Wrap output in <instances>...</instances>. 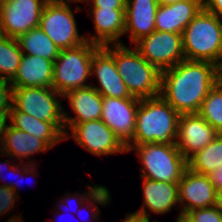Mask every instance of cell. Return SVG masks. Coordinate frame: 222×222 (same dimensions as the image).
<instances>
[{
  "mask_svg": "<svg viewBox=\"0 0 222 222\" xmlns=\"http://www.w3.org/2000/svg\"><path fill=\"white\" fill-rule=\"evenodd\" d=\"M216 84V64L185 59L161 72L160 96L180 115L198 113Z\"/></svg>",
  "mask_w": 222,
  "mask_h": 222,
  "instance_id": "obj_1",
  "label": "cell"
},
{
  "mask_svg": "<svg viewBox=\"0 0 222 222\" xmlns=\"http://www.w3.org/2000/svg\"><path fill=\"white\" fill-rule=\"evenodd\" d=\"M179 118L180 114L160 95L140 99L134 137L126 145L127 152L144 143L175 144Z\"/></svg>",
  "mask_w": 222,
  "mask_h": 222,
  "instance_id": "obj_2",
  "label": "cell"
},
{
  "mask_svg": "<svg viewBox=\"0 0 222 222\" xmlns=\"http://www.w3.org/2000/svg\"><path fill=\"white\" fill-rule=\"evenodd\" d=\"M115 60L117 71L131 94L138 99L160 95L161 72L127 44L103 46Z\"/></svg>",
  "mask_w": 222,
  "mask_h": 222,
  "instance_id": "obj_3",
  "label": "cell"
},
{
  "mask_svg": "<svg viewBox=\"0 0 222 222\" xmlns=\"http://www.w3.org/2000/svg\"><path fill=\"white\" fill-rule=\"evenodd\" d=\"M185 59L216 64L222 53V19L204 8L182 33Z\"/></svg>",
  "mask_w": 222,
  "mask_h": 222,
  "instance_id": "obj_4",
  "label": "cell"
},
{
  "mask_svg": "<svg viewBox=\"0 0 222 222\" xmlns=\"http://www.w3.org/2000/svg\"><path fill=\"white\" fill-rule=\"evenodd\" d=\"M132 150L142 166L139 176L143 178L178 183L187 168V160L176 144L144 143L134 145L129 153Z\"/></svg>",
  "mask_w": 222,
  "mask_h": 222,
  "instance_id": "obj_5",
  "label": "cell"
},
{
  "mask_svg": "<svg viewBox=\"0 0 222 222\" xmlns=\"http://www.w3.org/2000/svg\"><path fill=\"white\" fill-rule=\"evenodd\" d=\"M100 46L86 41L76 47L62 49L54 61L52 88L61 95L88 87L93 53ZM89 78V79H88Z\"/></svg>",
  "mask_w": 222,
  "mask_h": 222,
  "instance_id": "obj_6",
  "label": "cell"
},
{
  "mask_svg": "<svg viewBox=\"0 0 222 222\" xmlns=\"http://www.w3.org/2000/svg\"><path fill=\"white\" fill-rule=\"evenodd\" d=\"M70 5L71 3L48 1L40 18V28L61 50L76 47L87 41L85 34H79L75 18V13L82 11V7L76 6L73 10Z\"/></svg>",
  "mask_w": 222,
  "mask_h": 222,
  "instance_id": "obj_7",
  "label": "cell"
},
{
  "mask_svg": "<svg viewBox=\"0 0 222 222\" xmlns=\"http://www.w3.org/2000/svg\"><path fill=\"white\" fill-rule=\"evenodd\" d=\"M63 95L52 87H13L12 106L46 122H64Z\"/></svg>",
  "mask_w": 222,
  "mask_h": 222,
  "instance_id": "obj_8",
  "label": "cell"
},
{
  "mask_svg": "<svg viewBox=\"0 0 222 222\" xmlns=\"http://www.w3.org/2000/svg\"><path fill=\"white\" fill-rule=\"evenodd\" d=\"M74 140L77 145L95 156L105 157L128 153L126 146L101 119L73 125L64 140Z\"/></svg>",
  "mask_w": 222,
  "mask_h": 222,
  "instance_id": "obj_9",
  "label": "cell"
},
{
  "mask_svg": "<svg viewBox=\"0 0 222 222\" xmlns=\"http://www.w3.org/2000/svg\"><path fill=\"white\" fill-rule=\"evenodd\" d=\"M133 47L160 72L185 60L182 34L153 31L141 38Z\"/></svg>",
  "mask_w": 222,
  "mask_h": 222,
  "instance_id": "obj_10",
  "label": "cell"
},
{
  "mask_svg": "<svg viewBox=\"0 0 222 222\" xmlns=\"http://www.w3.org/2000/svg\"><path fill=\"white\" fill-rule=\"evenodd\" d=\"M48 0H0V34L17 39L40 25Z\"/></svg>",
  "mask_w": 222,
  "mask_h": 222,
  "instance_id": "obj_11",
  "label": "cell"
},
{
  "mask_svg": "<svg viewBox=\"0 0 222 222\" xmlns=\"http://www.w3.org/2000/svg\"><path fill=\"white\" fill-rule=\"evenodd\" d=\"M140 99L103 97L101 120L126 146L134 137Z\"/></svg>",
  "mask_w": 222,
  "mask_h": 222,
  "instance_id": "obj_12",
  "label": "cell"
},
{
  "mask_svg": "<svg viewBox=\"0 0 222 222\" xmlns=\"http://www.w3.org/2000/svg\"><path fill=\"white\" fill-rule=\"evenodd\" d=\"M180 212L208 208L216 205L217 190L208 175L195 173L189 168L178 182Z\"/></svg>",
  "mask_w": 222,
  "mask_h": 222,
  "instance_id": "obj_13",
  "label": "cell"
},
{
  "mask_svg": "<svg viewBox=\"0 0 222 222\" xmlns=\"http://www.w3.org/2000/svg\"><path fill=\"white\" fill-rule=\"evenodd\" d=\"M219 133L198 113L181 114L175 144L188 160L206 147Z\"/></svg>",
  "mask_w": 222,
  "mask_h": 222,
  "instance_id": "obj_14",
  "label": "cell"
},
{
  "mask_svg": "<svg viewBox=\"0 0 222 222\" xmlns=\"http://www.w3.org/2000/svg\"><path fill=\"white\" fill-rule=\"evenodd\" d=\"M91 77H95L98 82L97 85L91 82V86L103 97H133L117 71L114 57L103 46L93 53Z\"/></svg>",
  "mask_w": 222,
  "mask_h": 222,
  "instance_id": "obj_15",
  "label": "cell"
},
{
  "mask_svg": "<svg viewBox=\"0 0 222 222\" xmlns=\"http://www.w3.org/2000/svg\"><path fill=\"white\" fill-rule=\"evenodd\" d=\"M93 22L92 35H85L86 40L98 46L124 45L121 38L125 35V8L97 9L88 8Z\"/></svg>",
  "mask_w": 222,
  "mask_h": 222,
  "instance_id": "obj_16",
  "label": "cell"
},
{
  "mask_svg": "<svg viewBox=\"0 0 222 222\" xmlns=\"http://www.w3.org/2000/svg\"><path fill=\"white\" fill-rule=\"evenodd\" d=\"M63 99L68 100L72 111L63 109L65 133L75 124L101 119L103 96L91 85L70 90Z\"/></svg>",
  "mask_w": 222,
  "mask_h": 222,
  "instance_id": "obj_17",
  "label": "cell"
},
{
  "mask_svg": "<svg viewBox=\"0 0 222 222\" xmlns=\"http://www.w3.org/2000/svg\"><path fill=\"white\" fill-rule=\"evenodd\" d=\"M140 179L143 204L135 212L148 218L152 214L165 215L173 208L179 209L180 212L178 183L155 181L143 177Z\"/></svg>",
  "mask_w": 222,
  "mask_h": 222,
  "instance_id": "obj_18",
  "label": "cell"
},
{
  "mask_svg": "<svg viewBox=\"0 0 222 222\" xmlns=\"http://www.w3.org/2000/svg\"><path fill=\"white\" fill-rule=\"evenodd\" d=\"M156 0H127L125 8V31L130 45L155 31Z\"/></svg>",
  "mask_w": 222,
  "mask_h": 222,
  "instance_id": "obj_19",
  "label": "cell"
},
{
  "mask_svg": "<svg viewBox=\"0 0 222 222\" xmlns=\"http://www.w3.org/2000/svg\"><path fill=\"white\" fill-rule=\"evenodd\" d=\"M202 8L203 0H180L159 5L155 17V29L160 32L182 34Z\"/></svg>",
  "mask_w": 222,
  "mask_h": 222,
  "instance_id": "obj_20",
  "label": "cell"
},
{
  "mask_svg": "<svg viewBox=\"0 0 222 222\" xmlns=\"http://www.w3.org/2000/svg\"><path fill=\"white\" fill-rule=\"evenodd\" d=\"M0 148L3 154L9 155L10 158L15 159L17 163L20 161L29 164L38 163L36 162V158L31 159L33 155L52 150L42 139L25 131L13 128L10 124L3 135Z\"/></svg>",
  "mask_w": 222,
  "mask_h": 222,
  "instance_id": "obj_21",
  "label": "cell"
},
{
  "mask_svg": "<svg viewBox=\"0 0 222 222\" xmlns=\"http://www.w3.org/2000/svg\"><path fill=\"white\" fill-rule=\"evenodd\" d=\"M10 125L13 128L30 133L42 139L51 149L64 140V122H46L34 116L16 110L13 106L10 111Z\"/></svg>",
  "mask_w": 222,
  "mask_h": 222,
  "instance_id": "obj_22",
  "label": "cell"
},
{
  "mask_svg": "<svg viewBox=\"0 0 222 222\" xmlns=\"http://www.w3.org/2000/svg\"><path fill=\"white\" fill-rule=\"evenodd\" d=\"M54 61L39 56L22 55L12 87H52Z\"/></svg>",
  "mask_w": 222,
  "mask_h": 222,
  "instance_id": "obj_23",
  "label": "cell"
},
{
  "mask_svg": "<svg viewBox=\"0 0 222 222\" xmlns=\"http://www.w3.org/2000/svg\"><path fill=\"white\" fill-rule=\"evenodd\" d=\"M17 41L23 55L39 56L55 61L61 51L40 26L20 35Z\"/></svg>",
  "mask_w": 222,
  "mask_h": 222,
  "instance_id": "obj_24",
  "label": "cell"
},
{
  "mask_svg": "<svg viewBox=\"0 0 222 222\" xmlns=\"http://www.w3.org/2000/svg\"><path fill=\"white\" fill-rule=\"evenodd\" d=\"M222 165V133H219L206 147L187 160V168L195 173L209 175Z\"/></svg>",
  "mask_w": 222,
  "mask_h": 222,
  "instance_id": "obj_25",
  "label": "cell"
},
{
  "mask_svg": "<svg viewBox=\"0 0 222 222\" xmlns=\"http://www.w3.org/2000/svg\"><path fill=\"white\" fill-rule=\"evenodd\" d=\"M22 55L17 39L0 34V80L14 78Z\"/></svg>",
  "mask_w": 222,
  "mask_h": 222,
  "instance_id": "obj_26",
  "label": "cell"
},
{
  "mask_svg": "<svg viewBox=\"0 0 222 222\" xmlns=\"http://www.w3.org/2000/svg\"><path fill=\"white\" fill-rule=\"evenodd\" d=\"M198 114L218 133H222V84L217 82L208 92Z\"/></svg>",
  "mask_w": 222,
  "mask_h": 222,
  "instance_id": "obj_27",
  "label": "cell"
},
{
  "mask_svg": "<svg viewBox=\"0 0 222 222\" xmlns=\"http://www.w3.org/2000/svg\"><path fill=\"white\" fill-rule=\"evenodd\" d=\"M110 190L105 185H100L81 205V207L77 210L76 215L77 218L81 220V222H97L101 220L100 217L101 209L98 206H109L111 205ZM88 211H87V210ZM85 210V211H84ZM85 212V214H83ZM79 215V216H78ZM100 217V218H99ZM85 219V220H84ZM87 220V221H86Z\"/></svg>",
  "mask_w": 222,
  "mask_h": 222,
  "instance_id": "obj_28",
  "label": "cell"
},
{
  "mask_svg": "<svg viewBox=\"0 0 222 222\" xmlns=\"http://www.w3.org/2000/svg\"><path fill=\"white\" fill-rule=\"evenodd\" d=\"M101 184H87L86 191H67L65 195L61 196L62 198H58L56 201V205L53 206L55 209H58L59 212H72L76 214V210H78L83 202L100 186ZM72 193V194H71ZM76 207V208H75ZM73 209V210H72ZM75 209V210H74ZM66 210V211H65Z\"/></svg>",
  "mask_w": 222,
  "mask_h": 222,
  "instance_id": "obj_29",
  "label": "cell"
},
{
  "mask_svg": "<svg viewBox=\"0 0 222 222\" xmlns=\"http://www.w3.org/2000/svg\"><path fill=\"white\" fill-rule=\"evenodd\" d=\"M194 222H222V211L215 205L187 212Z\"/></svg>",
  "mask_w": 222,
  "mask_h": 222,
  "instance_id": "obj_30",
  "label": "cell"
},
{
  "mask_svg": "<svg viewBox=\"0 0 222 222\" xmlns=\"http://www.w3.org/2000/svg\"><path fill=\"white\" fill-rule=\"evenodd\" d=\"M19 199L21 200L11 188L0 185V216L3 217L16 209Z\"/></svg>",
  "mask_w": 222,
  "mask_h": 222,
  "instance_id": "obj_31",
  "label": "cell"
},
{
  "mask_svg": "<svg viewBox=\"0 0 222 222\" xmlns=\"http://www.w3.org/2000/svg\"><path fill=\"white\" fill-rule=\"evenodd\" d=\"M4 156L5 157H8V159L6 158V160L4 159V161L3 162H1L0 163V185H4L5 187H9V188H11L14 192H15V181H5V180H8V178L10 177V175L9 174H12L11 175V177L12 176H14V179H16L15 177H16V171L24 164L23 162H19L18 164H16L15 162H17V161H12V159L9 161V155H5L4 154ZM3 163V164H2ZM2 164V165H1ZM5 171H7V173H8V175L9 176H5V175H3L4 174V172ZM3 173V174H2ZM13 178V177H12ZM11 178V179H12ZM10 179V178H9ZM1 180L2 181H5V182H3V183H1Z\"/></svg>",
  "mask_w": 222,
  "mask_h": 222,
  "instance_id": "obj_32",
  "label": "cell"
},
{
  "mask_svg": "<svg viewBox=\"0 0 222 222\" xmlns=\"http://www.w3.org/2000/svg\"><path fill=\"white\" fill-rule=\"evenodd\" d=\"M13 87L10 81L0 80V111H11Z\"/></svg>",
  "mask_w": 222,
  "mask_h": 222,
  "instance_id": "obj_33",
  "label": "cell"
},
{
  "mask_svg": "<svg viewBox=\"0 0 222 222\" xmlns=\"http://www.w3.org/2000/svg\"><path fill=\"white\" fill-rule=\"evenodd\" d=\"M39 165V163H36V164H29V163H24L17 171H16V176L17 177H19V179L18 178H16V179H18V181H16L15 182V193L20 197V192H19V189H20V187H21V183L20 182H22L23 181V179L25 178V179H27L28 177H34L35 176V178H36V176L37 177H39L40 175H39V173H37V169H38V166ZM24 176V177H23ZM28 176V177H27ZM32 177V178H33ZM29 178V179H30ZM34 178V179H35ZM22 180V181H21ZM28 180V179H27Z\"/></svg>",
  "mask_w": 222,
  "mask_h": 222,
  "instance_id": "obj_34",
  "label": "cell"
},
{
  "mask_svg": "<svg viewBox=\"0 0 222 222\" xmlns=\"http://www.w3.org/2000/svg\"><path fill=\"white\" fill-rule=\"evenodd\" d=\"M127 0H88V8L111 9L126 8Z\"/></svg>",
  "mask_w": 222,
  "mask_h": 222,
  "instance_id": "obj_35",
  "label": "cell"
},
{
  "mask_svg": "<svg viewBox=\"0 0 222 222\" xmlns=\"http://www.w3.org/2000/svg\"><path fill=\"white\" fill-rule=\"evenodd\" d=\"M203 8L222 19V0H203Z\"/></svg>",
  "mask_w": 222,
  "mask_h": 222,
  "instance_id": "obj_36",
  "label": "cell"
},
{
  "mask_svg": "<svg viewBox=\"0 0 222 222\" xmlns=\"http://www.w3.org/2000/svg\"><path fill=\"white\" fill-rule=\"evenodd\" d=\"M121 222H151L150 218L137 213V212H127L123 221ZM152 222H158V220H154Z\"/></svg>",
  "mask_w": 222,
  "mask_h": 222,
  "instance_id": "obj_37",
  "label": "cell"
},
{
  "mask_svg": "<svg viewBox=\"0 0 222 222\" xmlns=\"http://www.w3.org/2000/svg\"><path fill=\"white\" fill-rule=\"evenodd\" d=\"M10 122V111H0V144Z\"/></svg>",
  "mask_w": 222,
  "mask_h": 222,
  "instance_id": "obj_38",
  "label": "cell"
},
{
  "mask_svg": "<svg viewBox=\"0 0 222 222\" xmlns=\"http://www.w3.org/2000/svg\"><path fill=\"white\" fill-rule=\"evenodd\" d=\"M208 176L216 190L222 188V165L216 168V170L211 172Z\"/></svg>",
  "mask_w": 222,
  "mask_h": 222,
  "instance_id": "obj_39",
  "label": "cell"
},
{
  "mask_svg": "<svg viewBox=\"0 0 222 222\" xmlns=\"http://www.w3.org/2000/svg\"><path fill=\"white\" fill-rule=\"evenodd\" d=\"M217 82L222 84V53L218 62L216 63Z\"/></svg>",
  "mask_w": 222,
  "mask_h": 222,
  "instance_id": "obj_40",
  "label": "cell"
},
{
  "mask_svg": "<svg viewBox=\"0 0 222 222\" xmlns=\"http://www.w3.org/2000/svg\"><path fill=\"white\" fill-rule=\"evenodd\" d=\"M55 210H56V211H55ZM53 211H54V214H55V215H53V216H54V218L56 219L55 222H66L65 219H63L64 216L66 215L65 213H62V212L57 211V209H55L54 207H53ZM63 214H64V215H63ZM69 215H70V214H69ZM55 216H56V217H55ZM67 216H68V215H67ZM57 217H58V219H57ZM69 217L71 218V215H70ZM65 218H66V216H65ZM72 218H73V216H72ZM70 221H71V219L67 220V222H70ZM71 222H73V220H72Z\"/></svg>",
  "mask_w": 222,
  "mask_h": 222,
  "instance_id": "obj_41",
  "label": "cell"
},
{
  "mask_svg": "<svg viewBox=\"0 0 222 222\" xmlns=\"http://www.w3.org/2000/svg\"><path fill=\"white\" fill-rule=\"evenodd\" d=\"M178 214L179 215L175 219V222H194V220L187 213L179 212Z\"/></svg>",
  "mask_w": 222,
  "mask_h": 222,
  "instance_id": "obj_42",
  "label": "cell"
},
{
  "mask_svg": "<svg viewBox=\"0 0 222 222\" xmlns=\"http://www.w3.org/2000/svg\"><path fill=\"white\" fill-rule=\"evenodd\" d=\"M216 206L222 211V188L217 190Z\"/></svg>",
  "mask_w": 222,
  "mask_h": 222,
  "instance_id": "obj_43",
  "label": "cell"
},
{
  "mask_svg": "<svg viewBox=\"0 0 222 222\" xmlns=\"http://www.w3.org/2000/svg\"><path fill=\"white\" fill-rule=\"evenodd\" d=\"M7 222H25V220L22 216V213L17 215L14 213V215L10 217Z\"/></svg>",
  "mask_w": 222,
  "mask_h": 222,
  "instance_id": "obj_44",
  "label": "cell"
},
{
  "mask_svg": "<svg viewBox=\"0 0 222 222\" xmlns=\"http://www.w3.org/2000/svg\"><path fill=\"white\" fill-rule=\"evenodd\" d=\"M48 1H51V2H56V3H71L72 4V2L73 3H80V2H82V3H84L85 2V4H87V1L88 0H48Z\"/></svg>",
  "mask_w": 222,
  "mask_h": 222,
  "instance_id": "obj_45",
  "label": "cell"
},
{
  "mask_svg": "<svg viewBox=\"0 0 222 222\" xmlns=\"http://www.w3.org/2000/svg\"><path fill=\"white\" fill-rule=\"evenodd\" d=\"M156 1L158 5H167V4L175 3L180 0H156Z\"/></svg>",
  "mask_w": 222,
  "mask_h": 222,
  "instance_id": "obj_46",
  "label": "cell"
},
{
  "mask_svg": "<svg viewBox=\"0 0 222 222\" xmlns=\"http://www.w3.org/2000/svg\"><path fill=\"white\" fill-rule=\"evenodd\" d=\"M2 156H3V158H5L3 152H2V150L0 148V157H2Z\"/></svg>",
  "mask_w": 222,
  "mask_h": 222,
  "instance_id": "obj_47",
  "label": "cell"
}]
</instances>
